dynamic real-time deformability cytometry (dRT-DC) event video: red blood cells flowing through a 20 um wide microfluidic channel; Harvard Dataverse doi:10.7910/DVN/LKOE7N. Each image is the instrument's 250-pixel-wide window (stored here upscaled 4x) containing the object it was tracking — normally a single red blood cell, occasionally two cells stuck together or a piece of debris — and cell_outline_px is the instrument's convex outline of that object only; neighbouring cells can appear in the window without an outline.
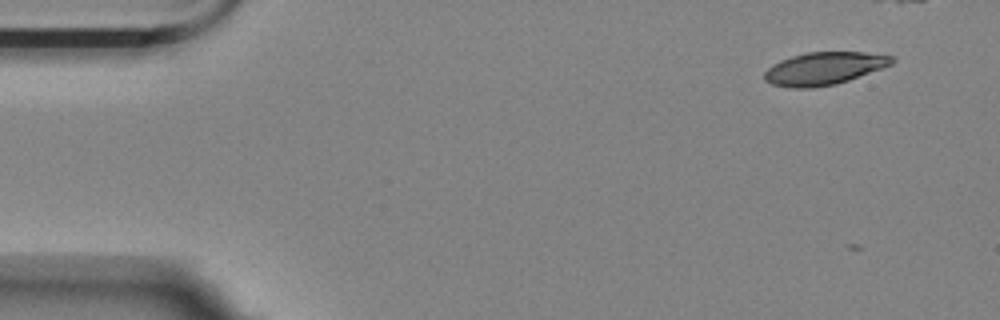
{"species": "Egyptian fruit bat (a non-hibernating species)", "species_latin": "Rousettus aegyptiacus", "temperature_condition": "room temperature", "stored_images_in_passage": 5, "camera_frame_rate_fps": 3000, "um_per_image_px": 0.085, "animal": {"sex": "female"}, "frame": {"image": 1, "passage_image": 2, "time_ms": 0.333, "image_size_px": [1000, 320], "cell_outline_px": [[896, 60], [892, 64], [848, 80], [836, 84], [812, 88], [788, 88], [772, 84], [764, 80], [764, 72], [772, 64], [780, 60], [792, 56], [808, 52], [864, 52], [896, 56]], "centroid_in_image_um": [70.03, 5.82], "position_along_channel_um": 15.0, "area_um2": 24.33}}